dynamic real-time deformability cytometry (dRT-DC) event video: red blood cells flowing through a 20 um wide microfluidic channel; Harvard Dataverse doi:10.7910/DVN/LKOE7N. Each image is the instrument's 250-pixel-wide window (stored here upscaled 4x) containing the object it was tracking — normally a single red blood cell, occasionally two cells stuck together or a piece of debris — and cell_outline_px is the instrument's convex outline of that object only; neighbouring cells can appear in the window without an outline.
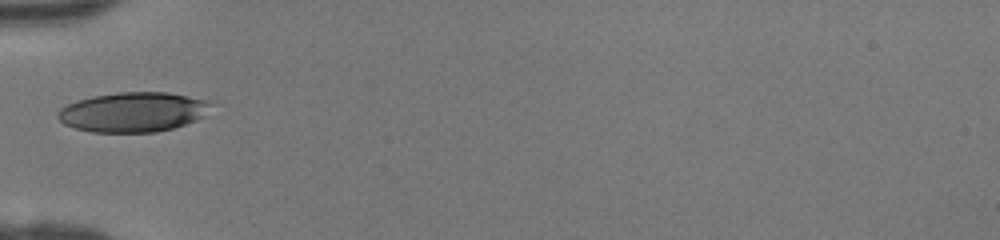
{"species": "human", "species_latin": "Homo sapiens", "temperature_condition": "room temperature", "stored_images_in_passage": 30, "camera_frame_rate_fps": 3000, "um_per_image_px": 0.085, "donor": {"sex": "female"}, "frame": {"image": 1, "passage_image": 1, "time_ms": 0.0, "image_size_px": [1000, 240], "cell_outline_px": [[212, 104], [204, 116], [196, 120], [172, 128], [156, 132], [92, 132], [76, 128], [64, 124], [56, 116], [56, 112], [60, 108], [76, 100], [92, 96], [116, 92], [168, 92], [208, 100]], "centroid_in_image_um": [11.29, 9.51], "position_along_channel_um": 73.7, "area_um2": 35.55}}
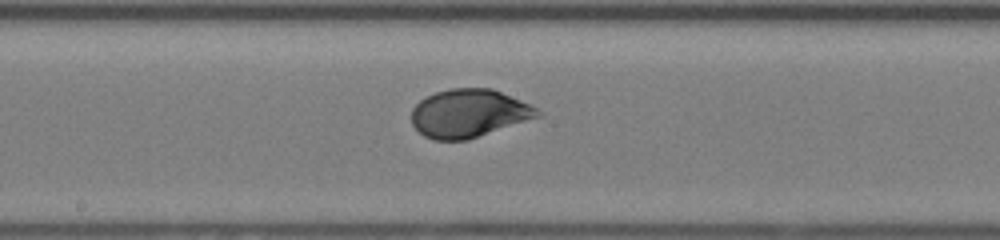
{"frame": {"image": 2, "passage_image": 10, "time_ms": 3.0, "image_size_px": [1000, 240], "cell_outline_px": [[544, 116], [468, 140], [432, 140], [424, 136], [412, 124], [412, 108], [420, 100], [436, 92], [452, 88], [492, 88], [520, 100], [544, 112]], "centroid_in_image_um": [39.9, 9.65], "position_along_channel_um": 208.3, "area_um2": 35.6}}
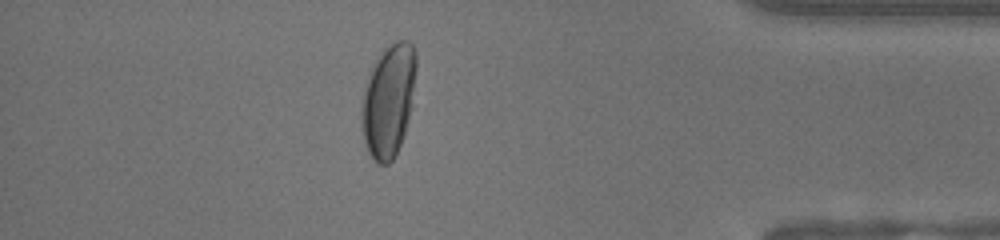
{"frame": {"image": 3, "passage_image": 25, "time_ms": 8.0, "image_size_px": [1000, 240], "cell_outline_px": [[416, 68], [412, 108], [404, 136], [392, 160], [388, 164], [380, 164], [368, 152], [364, 144], [360, 116], [360, 108], [364, 88], [368, 72], [376, 56], [384, 48], [396, 40], [408, 40], [412, 44], [416, 52]], "centroid_in_image_um": [33.01, 8.5], "position_along_channel_um": 402.2, "area_um2": 36.59}}